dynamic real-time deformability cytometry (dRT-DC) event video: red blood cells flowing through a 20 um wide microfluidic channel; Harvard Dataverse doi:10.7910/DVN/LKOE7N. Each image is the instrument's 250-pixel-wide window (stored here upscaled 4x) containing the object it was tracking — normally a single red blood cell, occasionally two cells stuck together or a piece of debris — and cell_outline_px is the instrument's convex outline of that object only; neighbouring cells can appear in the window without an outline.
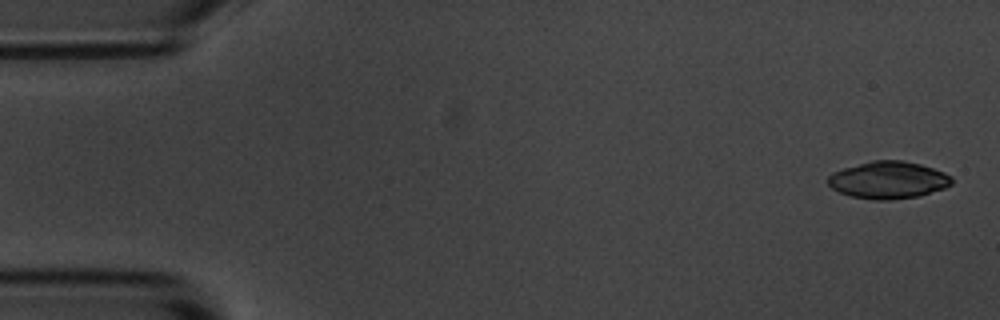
{"species": "common noctule bat (a hibernating species)", "species_latin": "Nyctalus noctula", "temperature_condition": "room temperature", "stored_images_in_passage": 4, "camera_frame_rate_fps": 3000, "um_per_image_px": 0.085, "animal": {"sex": "male", "body_mass_g": 20.1, "forearm_length_mm": 53.5}, "frame": {"image": 1, "passage_image": 1, "time_ms": 0.0, "image_size_px": [1000, 320], "cell_outline_px": [[952, 184], [944, 188], [920, 196], [892, 200], [872, 200], [852, 196], [840, 192], [832, 188], [828, 184], [828, 176], [832, 172], [844, 168], [872, 160], [904, 160], [920, 164], [944, 172], [952, 176]], "centroid_in_image_um": [75.51, 15.3], "position_along_channel_um": 9.5, "area_um2": 26.93}}